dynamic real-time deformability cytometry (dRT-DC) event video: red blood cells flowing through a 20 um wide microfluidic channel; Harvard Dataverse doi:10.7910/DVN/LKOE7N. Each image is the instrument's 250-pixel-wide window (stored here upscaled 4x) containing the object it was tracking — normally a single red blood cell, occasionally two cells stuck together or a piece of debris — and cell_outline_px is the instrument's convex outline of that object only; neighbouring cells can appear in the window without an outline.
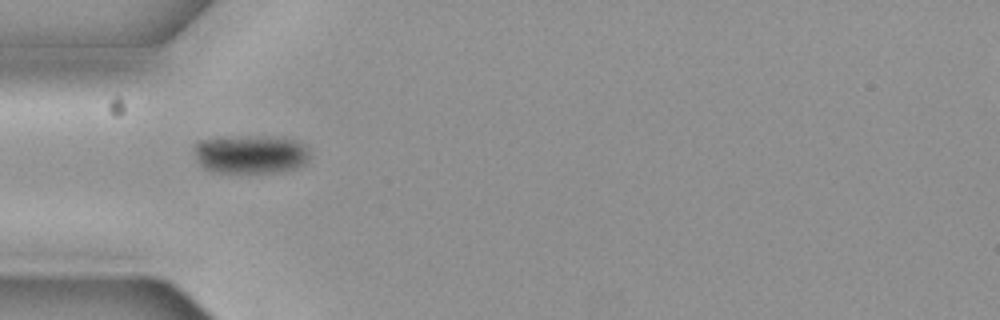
{"species": "common noctule bat (a hibernating species)", "species_latin": "Nyctalus noctula", "temperature_condition": "cold", "stored_images_in_passage": 2, "camera_frame_rate_fps": 3000, "um_per_image_px": 0.085, "animal": {"sex": "female", "body_mass_g": 19.3, "forearm_length_mm": 54.1}, "frame": {"image": 1, "passage_image": 1, "time_ms": 0.0, "image_size_px": [1000, 320], "cell_outline_px": [[312, 156], [304, 164], [292, 168], [272, 172], [212, 172], [204, 168], [196, 160], [192, 148], [196, 140], [216, 136], [284, 136], [300, 140], [308, 148]], "centroid_in_image_um": [21.27, 13.06], "position_along_channel_um": 63.7, "area_um2": 26.93}}
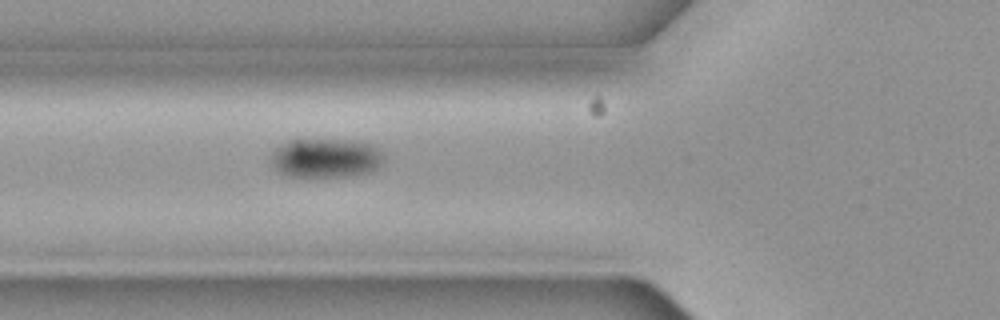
{"frame": {"image": 2, "passage_image": 2, "time_ms": 0.333, "image_size_px": [1000, 320], "cell_outline_px": [[384, 160], [376, 168], [368, 172], [352, 176], [312, 180], [308, 180], [288, 176], [272, 168], [272, 152], [276, 148], [288, 140], [348, 140], [372, 144], [380, 148], [384, 156]], "centroid_in_image_um": [27.68, 13.49], "position_along_channel_um": 98.1, "area_um2": 26.7}}